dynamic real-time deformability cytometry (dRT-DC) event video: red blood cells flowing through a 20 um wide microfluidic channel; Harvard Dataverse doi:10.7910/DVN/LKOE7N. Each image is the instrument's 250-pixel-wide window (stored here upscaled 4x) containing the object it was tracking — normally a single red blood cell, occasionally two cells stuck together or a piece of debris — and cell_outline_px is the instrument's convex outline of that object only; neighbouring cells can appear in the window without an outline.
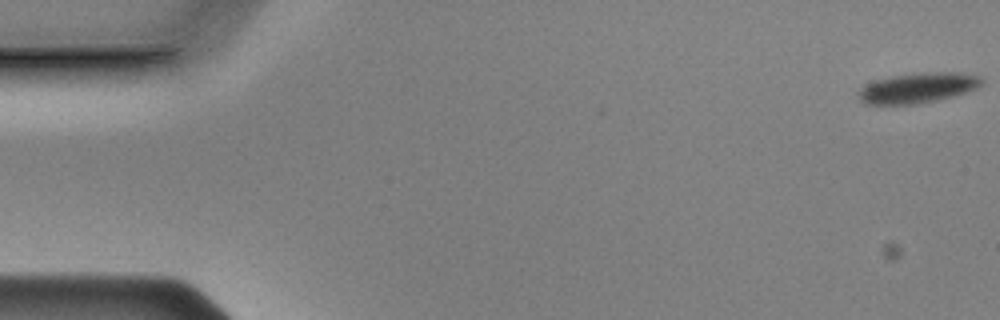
{"species": "Egyptian fruit bat (a non-hibernating species)", "species_latin": "Rousettus aegyptiacus", "temperature_condition": "cold", "stored_images_in_passage": 53, "camera_frame_rate_fps": 3000, "um_per_image_px": 0.085, "animal": {"sex": "male"}, "frame": {"image": 1, "passage_image": 1, "time_ms": 0.0, "image_size_px": [1000, 320], "cell_outline_px": [[984, 84], [976, 88], [952, 96], [936, 100], [916, 104], [864, 104], [860, 100], [856, 92], [860, 88], [876, 80], [892, 76], [936, 72], [960, 72], [980, 76], [984, 80]], "centroid_in_image_um": [78.02, 7.47], "position_along_channel_um": 7.0, "area_um2": 21.5}}
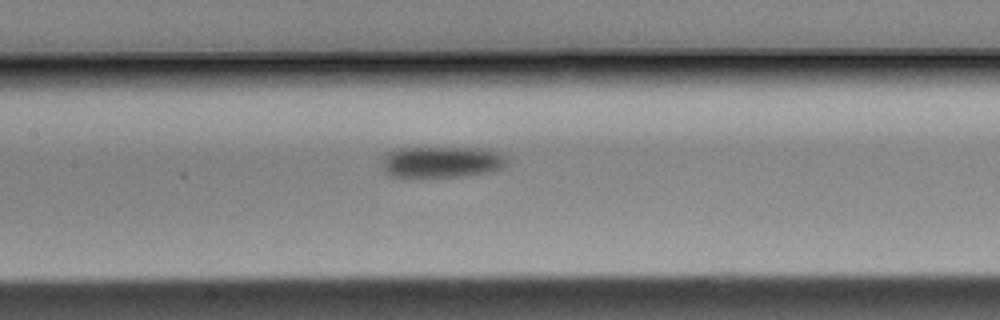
{"frame": {"image": 2, "passage_image": 26, "time_ms": 8.333, "image_size_px": [1000, 320], "cell_outline_px": [[508, 164], [500, 168], [488, 172], [468, 176], [416, 180], [412, 180], [388, 176], [384, 172], [384, 156], [388, 152], [396, 148], [488, 148], [504, 156], [508, 160]], "centroid_in_image_um": [37.49, 13.82], "position_along_channel_um": 169.9, "area_um2": 23.81}}
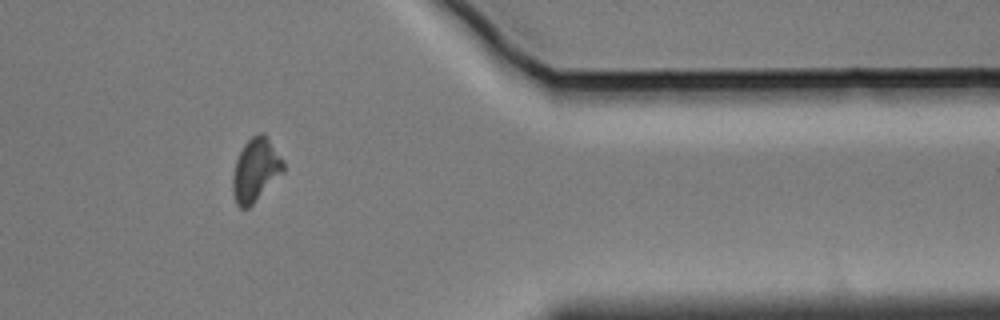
{"frame": {"image": 3, "passage_image": 46, "time_ms": 15.0, "image_size_px": [1000, 320], "cell_outline_px": [[284, 172], [248, 208], [240, 208], [236, 204], [232, 192], [232, 180], [236, 160], [244, 144], [252, 136], [260, 132], [264, 132], [284, 160]], "centroid_in_image_um": [21.73, 14.44], "position_along_channel_um": 389.7, "area_um2": 18.67}}